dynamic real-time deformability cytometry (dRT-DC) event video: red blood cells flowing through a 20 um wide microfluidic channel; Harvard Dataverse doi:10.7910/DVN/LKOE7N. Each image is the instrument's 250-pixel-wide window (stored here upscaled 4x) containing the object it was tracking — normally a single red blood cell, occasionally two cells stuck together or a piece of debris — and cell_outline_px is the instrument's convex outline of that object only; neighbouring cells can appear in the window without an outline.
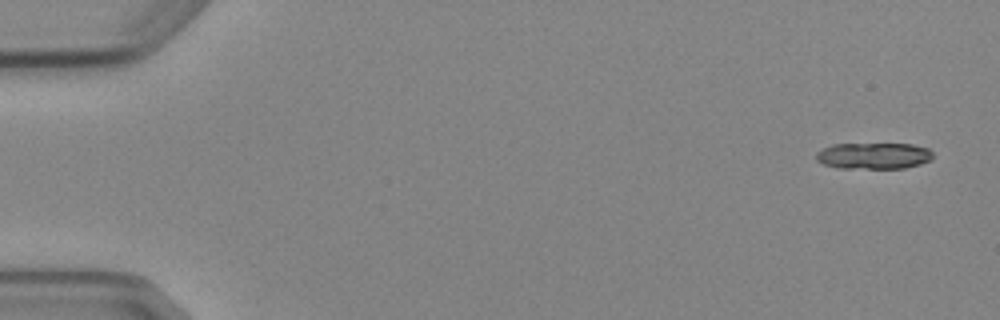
{"species": "Egyptian fruit bat (a non-hibernating species)", "species_latin": "Rousettus aegyptiacus", "temperature_condition": "cold", "stored_images_in_passage": 5, "camera_frame_rate_fps": 3000, "um_per_image_px": 0.085, "animal": {"sex": "female"}, "frame": {"image": 1, "passage_image": 1, "time_ms": 0.0, "image_size_px": [1000, 320], "cell_outline_px": [[932, 160], [920, 164], [904, 168], [836, 168], [824, 164], [816, 160], [816, 152], [832, 144], [912, 144], [928, 148], [932, 152]], "centroid_in_image_um": [74.26, 13.24], "position_along_channel_um": 10.7, "area_um2": 17.98}}
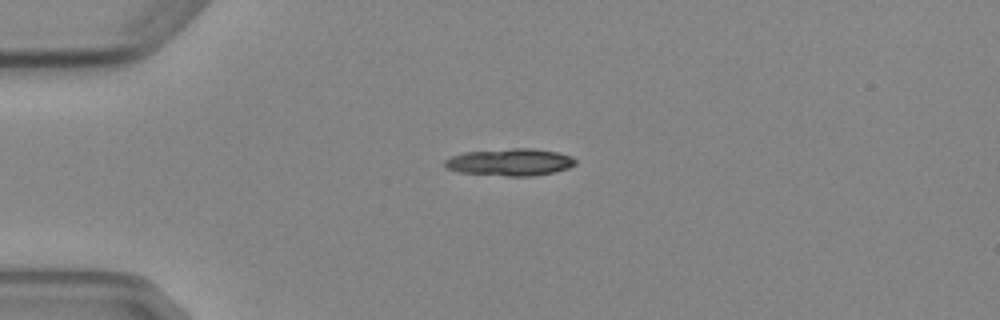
{"frame": {"image": 2, "passage_image": 4, "time_ms": 3.667, "image_size_px": [1000, 320], "cell_outline_px": [[576, 164], [568, 168], [536, 176], [508, 176], [460, 172], [444, 168], [444, 160], [452, 156], [464, 152], [512, 148], [532, 148], [556, 152], [572, 156], [576, 160]], "centroid_in_image_um": [43.35, 13.78], "position_along_channel_um": 41.7, "area_um2": 20.69}}